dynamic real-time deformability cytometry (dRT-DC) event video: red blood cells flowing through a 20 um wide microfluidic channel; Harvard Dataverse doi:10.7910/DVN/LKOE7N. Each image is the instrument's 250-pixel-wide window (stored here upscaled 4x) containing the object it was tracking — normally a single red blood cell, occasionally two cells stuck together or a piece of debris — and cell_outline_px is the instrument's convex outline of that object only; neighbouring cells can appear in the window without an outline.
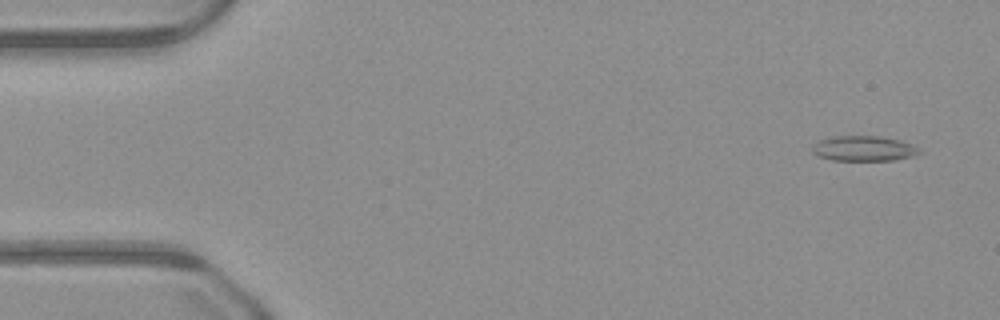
{"species": "common noctule bat (a hibernating species)", "species_latin": "Nyctalus noctula", "temperature_condition": "warm", "stored_images_in_passage": 49, "camera_frame_rate_fps": 3000, "um_per_image_px": 0.085, "animal": {"sex": "male", "body_mass_g": 23.1, "forearm_length_mm": 52.7}, "frame": {"image": 1, "passage_image": 3, "time_ms": 0.667, "image_size_px": [1000, 320], "cell_outline_px": [[924, 152], [912, 156], [892, 160], [832, 160], [820, 156], [812, 152], [812, 148], [820, 140], [836, 136], [880, 136], [900, 140], [912, 144], [920, 148]], "centroid_in_image_um": [73.48, 12.62], "position_along_channel_um": 11.5, "area_um2": 15.61}}
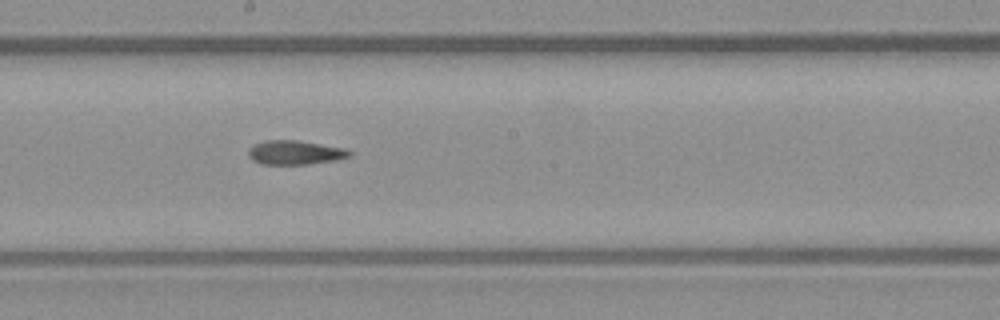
{"frame": {"image": 2, "passage_image": 27, "time_ms": 8.667, "image_size_px": [1000, 320], "cell_outline_px": [[352, 156], [336, 160], [308, 164], [260, 164], [252, 160], [248, 156], [248, 148], [264, 140], [296, 140], [344, 148], [352, 152]], "centroid_in_image_um": [25.06, 12.97], "position_along_channel_um": 223.1, "area_um2": 14.22}}
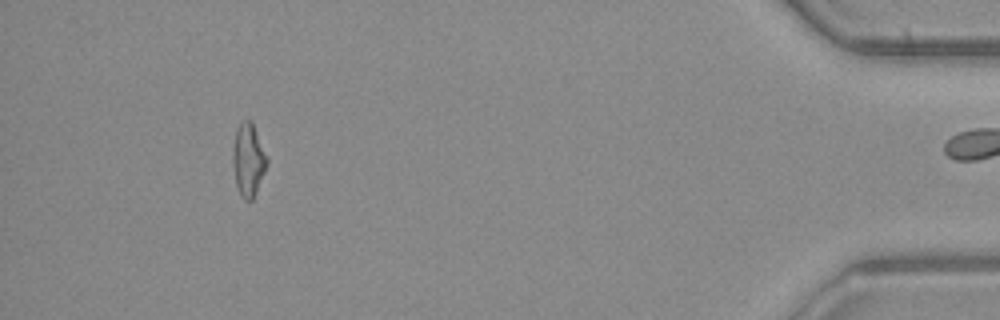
{"frame": {"image": 3, "passage_image": 46, "time_ms": 15.0, "image_size_px": [1000, 320], "cell_outline_px": [[268, 164], [256, 192], [252, 200], [244, 200], [240, 196], [236, 188], [232, 164], [232, 144], [236, 128], [240, 120], [252, 120], [268, 156]], "centroid_in_image_um": [21.09, 13.55], "position_along_channel_um": 414.1, "area_um2": 15.14}}